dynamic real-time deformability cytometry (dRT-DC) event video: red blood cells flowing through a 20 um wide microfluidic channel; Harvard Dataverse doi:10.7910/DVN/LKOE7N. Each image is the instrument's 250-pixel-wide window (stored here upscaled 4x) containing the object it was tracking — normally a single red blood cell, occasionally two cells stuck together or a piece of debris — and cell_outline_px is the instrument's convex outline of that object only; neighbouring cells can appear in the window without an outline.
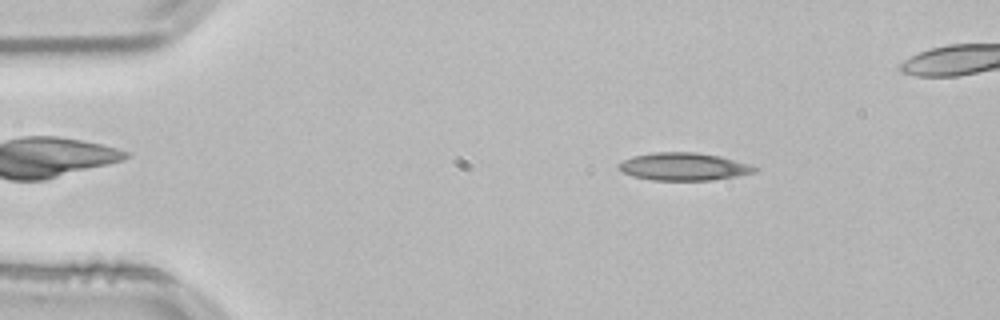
{"species": "common noctule bat (a hibernating species)", "species_latin": "Nyctalus noctula", "temperature_condition": "room temperature", "stored_images_in_passage": 49, "camera_frame_rate_fps": 3000, "um_per_image_px": 0.085, "animal": {"sex": "male", "body_mass_g": 21.5, "forearm_length_mm": 52.0}, "frame": {"image": 1, "passage_image": 7, "time_ms": 2.0, "image_size_px": [1000, 320], "cell_outline_px": [[760, 168], [756, 172], [736, 176], [712, 180], [652, 180], [632, 176], [616, 168], [616, 164], [632, 156], [652, 152], [696, 152], [720, 156], [752, 164]], "centroid_in_image_um": [58.12, 14.15], "position_along_channel_um": 26.9, "area_um2": 22.2}}
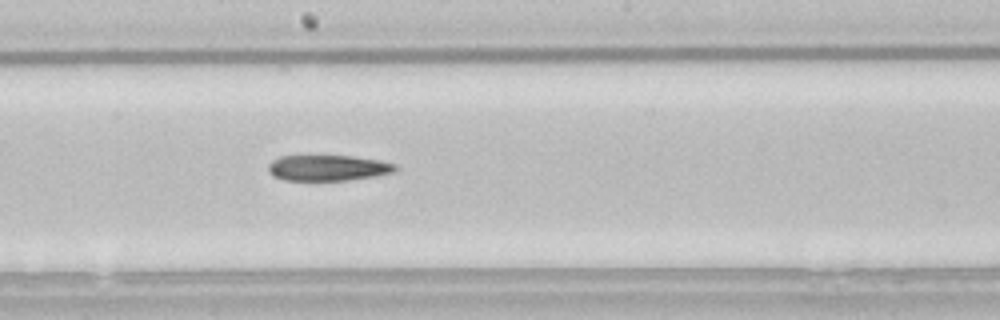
{"frame": {"image": 2, "passage_image": 27, "time_ms": 8.667, "image_size_px": [1000, 320], "cell_outline_px": [[396, 168], [392, 172], [372, 176], [348, 180], [284, 180], [272, 176], [268, 172], [268, 164], [272, 160], [280, 156], [352, 156], [380, 160], [396, 164]], "centroid_in_image_um": [27.81, 14.26], "position_along_channel_um": 220.4, "area_um2": 18.96}}
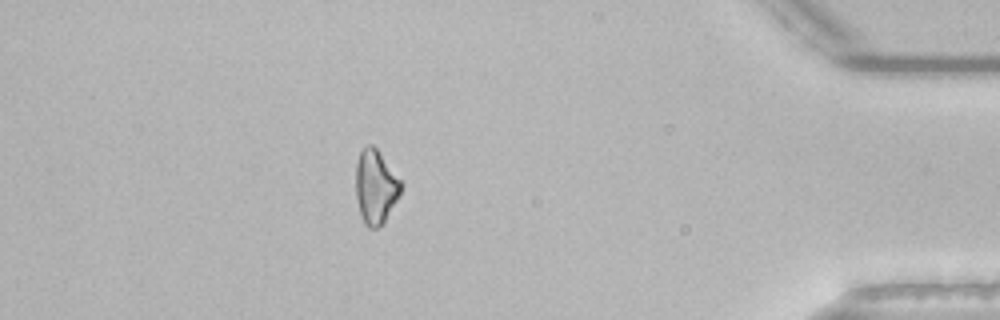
{"frame": {"image": 3, "passage_image": 45, "time_ms": 14.667, "image_size_px": [1000, 320], "cell_outline_px": [[404, 184], [396, 200], [380, 228], [368, 228], [364, 224], [360, 212], [356, 196], [356, 164], [360, 152], [364, 144], [372, 144], [376, 148]], "centroid_in_image_um": [31.91, 15.86], "position_along_channel_um": 403.3, "area_um2": 19.36}}